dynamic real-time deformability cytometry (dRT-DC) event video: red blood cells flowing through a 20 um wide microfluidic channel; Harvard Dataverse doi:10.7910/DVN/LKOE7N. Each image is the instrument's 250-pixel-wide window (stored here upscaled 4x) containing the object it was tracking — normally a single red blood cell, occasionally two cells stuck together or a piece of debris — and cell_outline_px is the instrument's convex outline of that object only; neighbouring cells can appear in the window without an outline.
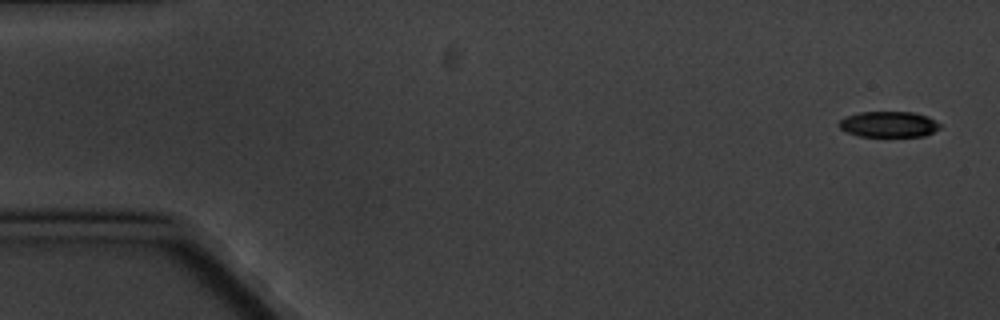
{"species": "common noctule bat (a hibernating species)", "species_latin": "Nyctalus noctula", "temperature_condition": "cold", "stored_images_in_passage": 4, "camera_frame_rate_fps": 3000, "um_per_image_px": 0.085, "animal": {"sex": "male", "body_mass_g": 20.1, "forearm_length_mm": 53.5}, "frame": {"image": 1, "passage_image": 1, "time_ms": 0.0, "image_size_px": [1000, 320], "cell_outline_px": [[940, 128], [924, 136], [860, 136], [844, 132], [836, 124], [844, 116], [860, 112], [912, 112], [928, 116], [940, 124]], "centroid_in_image_um": [75.48, 10.56], "position_along_channel_um": 9.5, "area_um2": 15.26}}